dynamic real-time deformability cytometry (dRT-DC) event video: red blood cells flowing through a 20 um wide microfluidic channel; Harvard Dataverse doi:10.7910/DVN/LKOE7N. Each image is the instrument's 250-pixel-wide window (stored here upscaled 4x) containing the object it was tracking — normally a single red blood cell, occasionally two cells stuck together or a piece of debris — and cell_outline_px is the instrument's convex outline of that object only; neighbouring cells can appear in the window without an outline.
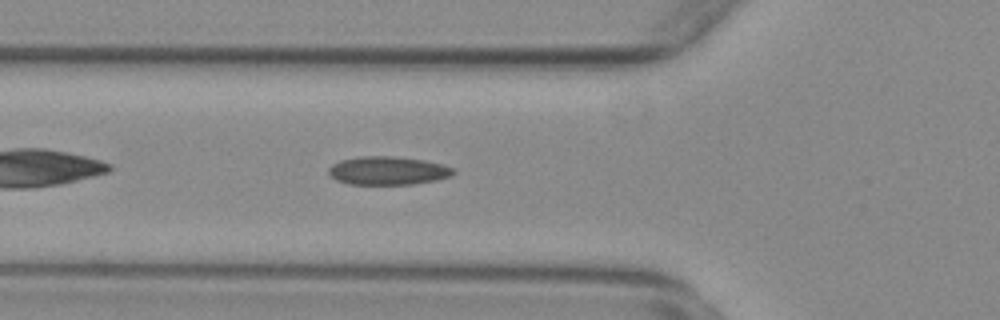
{"species": "common noctule bat (a hibernating species)", "species_latin": "Nyctalus noctula", "temperature_condition": "warm", "stored_images_in_passage": 41, "camera_frame_rate_fps": 3000, "um_per_image_px": 0.085, "animal": {"sex": "female", "body_mass_g": 29.2, "forearm_length_mm": 56.3}, "frame": {"image": 1, "passage_image": 5, "time_ms": 1.333, "image_size_px": [1000, 320], "cell_outline_px": [[456, 172], [452, 176], [436, 180], [412, 184], [348, 184], [336, 180], [328, 172], [328, 168], [332, 164], [340, 160], [360, 156], [392, 156], [424, 160], [444, 164], [452, 168]], "centroid_in_image_um": [32.97, 14.5], "position_along_channel_um": 92.8, "area_um2": 20.69}}
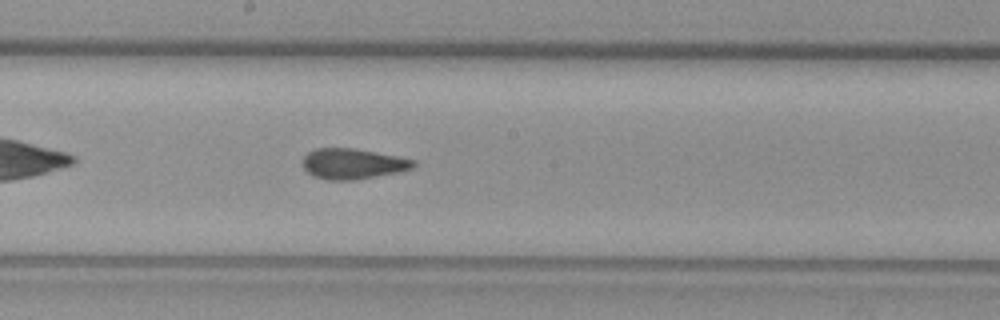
{"frame": {"image": 2, "passage_image": 15, "time_ms": 4.667, "image_size_px": [1000, 320], "cell_outline_px": [[416, 164], [412, 168], [396, 172], [356, 180], [324, 180], [312, 176], [300, 164], [300, 160], [308, 152], [316, 148], [356, 148], [416, 160]], "centroid_in_image_um": [29.92, 13.92], "position_along_channel_um": 218.3, "area_um2": 19.88}}
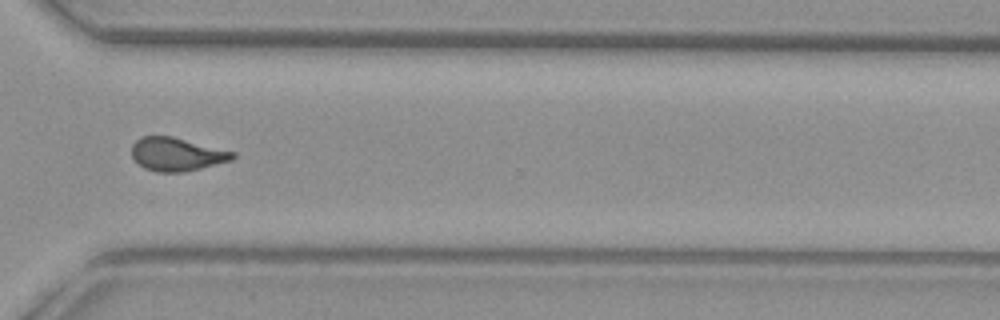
{"frame": {"image": 3, "passage_image": 26, "time_ms": 8.333, "image_size_px": [1000, 320], "cell_outline_px": [[236, 156], [232, 160], [184, 172], [156, 172], [144, 168], [132, 156], [132, 144], [136, 140], [144, 136], [172, 136], [236, 152]], "centroid_in_image_um": [15.03, 13.11], "position_along_channel_um": 355.6, "area_um2": 19.54}, "authors_computed_cell_mechanics": {"area_um2": 19.7676, "velocity_mm_per_s": 3.7444, "shape_relaxation_time_tau1_ms": null, "shape_relaxation_time_tau2_ms": 1.9666, "deformation_change_tau1": null, "deformation_change_tau2": 0.0757}}